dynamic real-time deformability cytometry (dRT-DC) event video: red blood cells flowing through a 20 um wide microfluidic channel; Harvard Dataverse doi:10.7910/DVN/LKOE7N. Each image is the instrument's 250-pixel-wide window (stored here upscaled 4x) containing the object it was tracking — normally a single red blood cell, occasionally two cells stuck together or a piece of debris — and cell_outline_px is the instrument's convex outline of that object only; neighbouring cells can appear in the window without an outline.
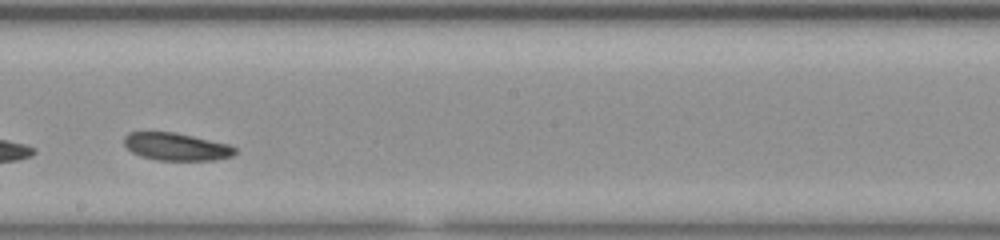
{"species": "common noctule bat (a hibernating species)", "species_latin": "Nyctalus noctula", "temperature_condition": "room temperature", "stored_images_in_passage": 27, "camera_frame_rate_fps": 3000, "um_per_image_px": 0.085, "animal": {"sex": "female", "body_mass_g": 23.0, "forearm_length_mm": 53.4}, "frame": {"image": 1, "passage_image": 16, "time_ms": 5.0, "image_size_px": [1000, 240], "cell_outline_px": [[236, 152], [232, 156], [216, 160], [156, 160], [140, 156], [132, 152], [124, 144], [124, 136], [128, 132], [176, 132], [228, 144], [236, 148]], "centroid_in_image_um": [14.97, 12.47], "position_along_channel_um": 233.2, "area_um2": 17.86}, "authors_computed_cell_mechanics": {"area_um2": 18.4382, "velocity_mm_per_s": 3.9514, "shape_relaxation_time_tau1_ms": 1.7867, "shape_relaxation_time_tau2_ms": 7.9953, "deformation_change_tau1": 0.0608, "deformation_change_tau2": 0.1026}}